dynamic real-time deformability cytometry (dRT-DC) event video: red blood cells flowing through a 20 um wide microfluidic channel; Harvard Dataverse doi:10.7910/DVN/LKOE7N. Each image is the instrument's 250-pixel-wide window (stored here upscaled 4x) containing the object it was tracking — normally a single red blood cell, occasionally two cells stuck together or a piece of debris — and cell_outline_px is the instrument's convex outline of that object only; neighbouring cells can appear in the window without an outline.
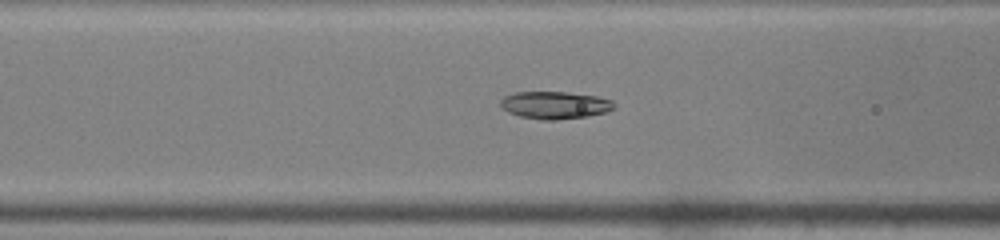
{"species": "common noctule bat (a hibernating species)", "species_latin": "Nyctalus noctula", "temperature_condition": "warm", "stored_images_in_passage": 47, "camera_frame_rate_fps": 3000, "um_per_image_px": 0.085, "animal": {"sex": "male", "body_mass_g": 19.0, "forearm_length_mm": 50.8}, "frame": {"image": 1, "passage_image": 19, "time_ms": 6.0, "image_size_px": [1000, 240], "cell_outline_px": [[616, 108], [608, 112], [588, 116], [556, 120], [540, 120], [520, 116], [508, 112], [500, 104], [500, 100], [504, 96], [516, 92], [564, 92], [596, 96], [612, 100], [616, 104]], "centroid_in_image_um": [47.2, 8.94], "position_along_channel_um": 119.4, "area_um2": 18.26}}
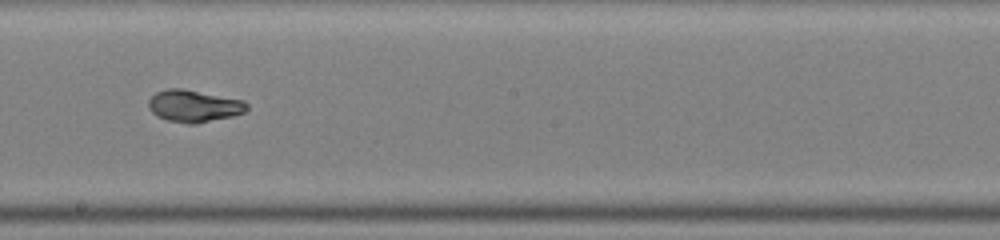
{"frame": {"image": 2, "passage_image": 27, "time_ms": 8.667, "image_size_px": [1000, 240], "cell_outline_px": [[248, 108], [244, 112], [232, 116], [196, 124], [188, 124], [168, 120], [156, 116], [148, 108], [148, 100], [156, 92], [168, 88], [180, 88], [244, 100], [248, 104]], "centroid_in_image_um": [16.46, 9.01], "position_along_channel_um": 231.7, "area_um2": 18.38}}
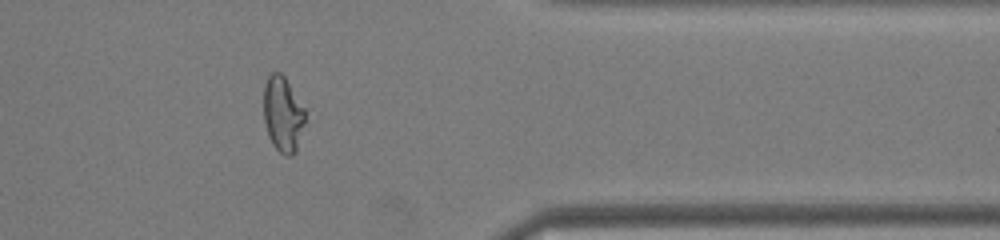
{"frame": {"image": 3, "passage_image": 39, "time_ms": 12.667, "image_size_px": [1000, 240], "cell_outline_px": [[308, 120], [296, 152], [292, 156], [284, 156], [272, 144], [268, 136], [264, 120], [264, 84], [268, 76], [272, 72], [280, 72], [284, 76], [304, 108]], "centroid_in_image_um": [24.08, 9.75], "position_along_channel_um": 387.3, "area_um2": 18.67}, "authors_computed_cell_mechanics": {"area_um2": 18.785, "velocity_mm_per_s": 4.229, "shape_relaxation_time_tau1_ms": 7.8494, "shape_relaxation_time_tau2_ms": 0.8599, "deformation_change_tau1": 0.3075, "deformation_change_tau2": 0.0481}}